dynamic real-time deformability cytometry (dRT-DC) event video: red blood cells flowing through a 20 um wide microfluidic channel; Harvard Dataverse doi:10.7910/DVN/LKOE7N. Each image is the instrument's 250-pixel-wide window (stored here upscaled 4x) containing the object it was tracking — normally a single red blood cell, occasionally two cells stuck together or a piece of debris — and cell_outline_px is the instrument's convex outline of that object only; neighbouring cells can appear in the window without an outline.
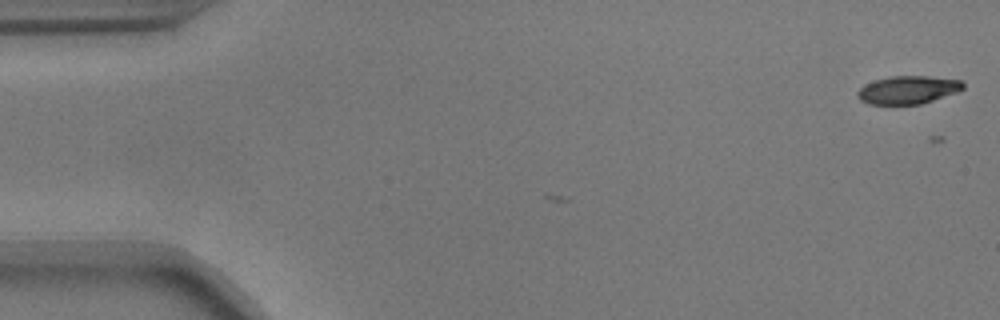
{"species": "common noctule bat (a hibernating species)", "species_latin": "Nyctalus noctula", "temperature_condition": "warm", "stored_images_in_passage": 4, "camera_frame_rate_fps": 3000, "um_per_image_px": 0.085, "animal": {"sex": "male", "body_mass_g": 17.9}, "frame": {"image": 1, "passage_image": 1, "time_ms": 0.0, "image_size_px": [1000, 320], "cell_outline_px": [[964, 88], [956, 92], [920, 104], [868, 104], [860, 100], [856, 96], [856, 92], [864, 84], [876, 80], [892, 76], [928, 76], [960, 80], [964, 84]], "centroid_in_image_um": [77.13, 7.64], "position_along_channel_um": 7.9, "area_um2": 17.11}}